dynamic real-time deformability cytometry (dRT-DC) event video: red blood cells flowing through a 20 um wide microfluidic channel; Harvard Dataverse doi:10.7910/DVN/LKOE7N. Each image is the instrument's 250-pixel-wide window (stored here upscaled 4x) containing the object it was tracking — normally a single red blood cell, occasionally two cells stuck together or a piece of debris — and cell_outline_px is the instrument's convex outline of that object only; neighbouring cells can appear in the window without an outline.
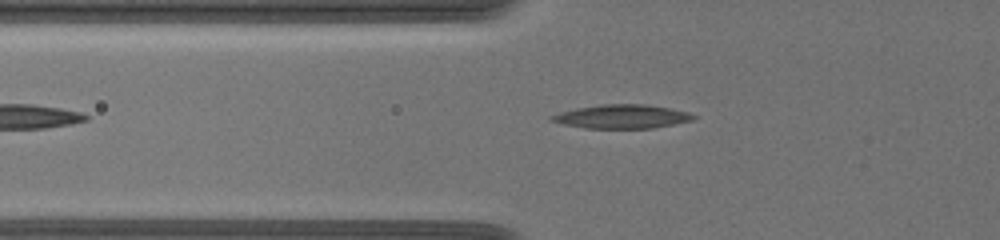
{"species": "common noctule bat (a hibernating species)", "species_latin": "Nyctalus noctula", "temperature_condition": "warm", "stored_images_in_passage": 64, "camera_frame_rate_fps": 3000, "um_per_image_px": 0.085, "animal": {"sex": "female", "body_mass_g": 19.5, "forearm_length_mm": 54.1}, "frame": {"image": 1, "passage_image": 6, "time_ms": 1.0, "image_size_px": [1000, 240], "cell_outline_px": [[696, 120], [652, 128], [584, 128], [564, 124], [548, 120], [548, 116], [560, 112], [576, 108], [604, 104], [644, 104], [668, 108], [688, 112], [696, 116]], "centroid_in_image_um": [52.85, 9.91], "position_along_channel_um": 73.0, "area_um2": 19.65}}
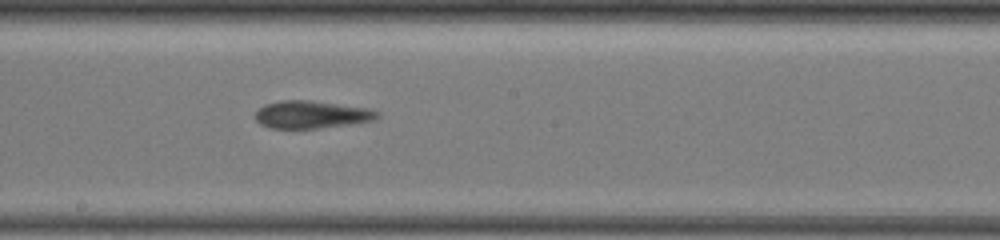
{"frame": {"image": 2, "passage_image": 27, "time_ms": 5.333, "image_size_px": [1000, 240], "cell_outline_px": [[380, 112], [376, 120], [348, 124], [316, 128], [272, 128], [260, 124], [256, 120], [256, 112], [264, 104], [284, 100], [308, 100], [368, 108]], "centroid_in_image_um": [26.48, 9.73], "position_along_channel_um": 221.7, "area_um2": 19.36}}
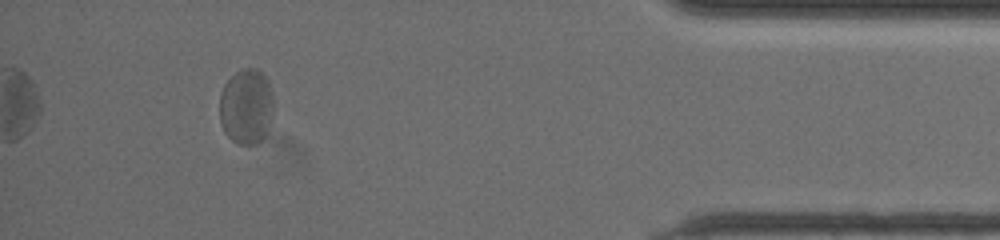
{"frame": {"image": 3, "passage_image": 55, "time_ms": 12.0, "image_size_px": [1000, 240], "cell_outline_px": [[272, 116], [264, 136], [256, 144], [236, 144], [224, 132], [220, 120], [220, 92], [224, 84], [236, 72], [244, 68], [256, 68], [264, 72], [268, 80], [272, 96]], "centroid_in_image_um": [20.92, 9.03], "position_along_channel_um": 414.3, "area_um2": 23.76}, "authors_computed_cell_mechanics": {"area_um2": 19.5942, "velocity_mm_per_s": 3.5287, "shape_relaxation_time_tau1_ms": 9.3767, "shape_relaxation_time_tau2_ms": null, "deformation_change_tau1": 0.2215, "deformation_change_tau2": null}}